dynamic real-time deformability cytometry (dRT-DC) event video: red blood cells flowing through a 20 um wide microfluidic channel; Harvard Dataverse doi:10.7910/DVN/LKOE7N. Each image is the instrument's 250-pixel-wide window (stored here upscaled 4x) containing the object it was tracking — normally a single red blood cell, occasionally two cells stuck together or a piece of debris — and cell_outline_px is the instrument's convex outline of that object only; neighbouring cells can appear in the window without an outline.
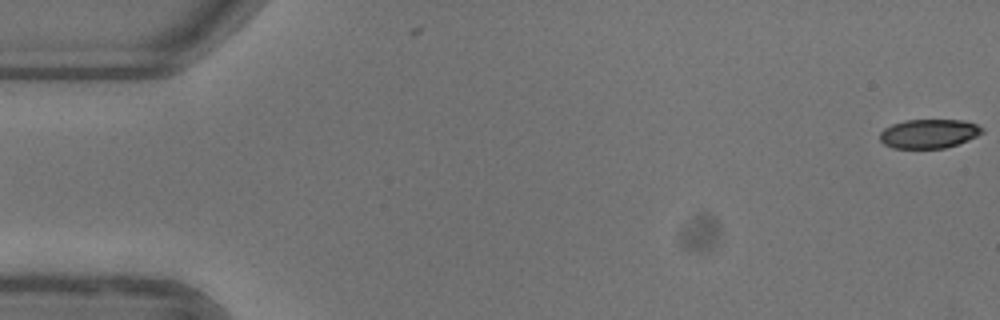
{"species": "common noctule bat (a hibernating species)", "species_latin": "Nyctalus noctula", "temperature_condition": "warm", "stored_images_in_passage": 53, "camera_frame_rate_fps": 3000, "um_per_image_px": 0.085, "animal": {"sex": "female"}, "frame": {"image": 1, "passage_image": 1, "time_ms": 0.0, "image_size_px": [1000, 320], "cell_outline_px": [[984, 132], [968, 140], [944, 148], [892, 148], [884, 144], [880, 140], [880, 132], [884, 128], [892, 124], [904, 120], [964, 120], [976, 124], [984, 128]], "centroid_in_image_um": [78.95, 11.35], "position_along_channel_um": 6.1, "area_um2": 17.34}}
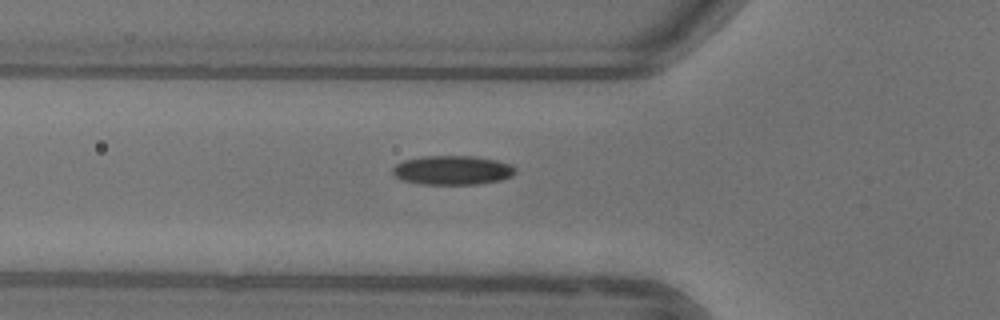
{"frame": {"image": 2, "passage_image": 19, "time_ms": 6.0, "image_size_px": [1000, 320], "cell_outline_px": [[516, 172], [512, 176], [500, 180], [476, 184], [424, 184], [404, 180], [396, 176], [392, 172], [392, 168], [396, 164], [404, 160], [420, 156], [476, 156], [496, 160], [512, 164], [516, 168]], "centroid_in_image_um": [38.49, 14.45], "position_along_channel_um": 87.3, "area_um2": 20.87}}
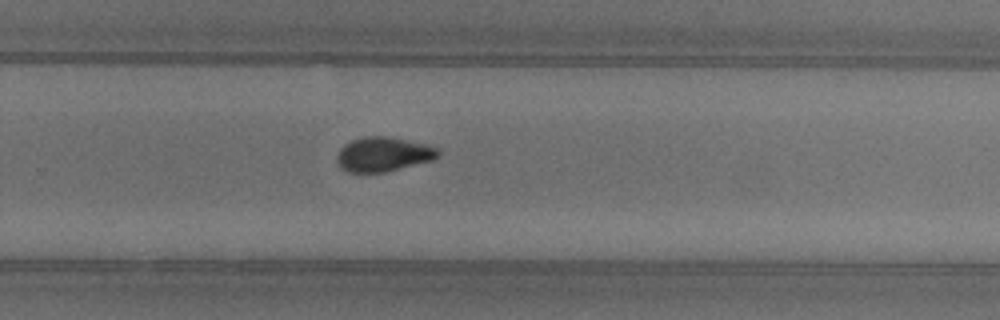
{"frame": {"image": 3, "passage_image": 35, "time_ms": 11.333, "image_size_px": [1000, 320], "cell_outline_px": [[440, 156], [432, 160], [384, 172], [348, 172], [340, 168], [336, 160], [336, 156], [340, 148], [344, 144], [352, 140], [364, 136], [388, 136], [408, 140], [440, 148]], "centroid_in_image_um": [32.56, 13.1], "position_along_channel_um": 297.2, "area_um2": 20.4}, "authors_computed_cell_mechanics": {"area_um2": 19.5942, "velocity_mm_per_s": 3.926, "shape_relaxation_time_tau1_ms": 8.2434, "shape_relaxation_time_tau2_ms": 2.4696, "deformation_change_tau1": 0.1977, "deformation_change_tau2": 0.0795}}